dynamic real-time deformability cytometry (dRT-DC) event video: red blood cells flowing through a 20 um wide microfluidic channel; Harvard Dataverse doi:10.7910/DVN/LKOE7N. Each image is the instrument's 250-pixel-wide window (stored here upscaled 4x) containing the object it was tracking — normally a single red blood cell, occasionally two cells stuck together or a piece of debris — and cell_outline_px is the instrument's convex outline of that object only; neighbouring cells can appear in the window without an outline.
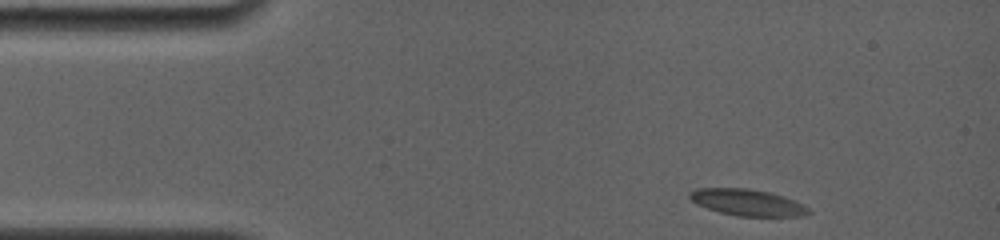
{"species": "common noctule bat (a hibernating species)", "species_latin": "Nyctalus noctula", "temperature_condition": "room temperature", "stored_images_in_passage": 73, "camera_frame_rate_fps": 4000, "um_per_image_px": 0.085, "animal": {"sex": "female", "body_mass_g": 19.0, "forearm_length_mm": 56.7}, "frame": {"image": 1, "passage_image": 1, "time_ms": 0.0, "image_size_px": [1000, 240], "cell_outline_px": [[812, 212], [808, 216], [736, 216], [720, 212], [696, 204], [688, 196], [688, 192], [696, 188], [748, 188], [768, 192], [784, 196], [804, 204]], "centroid_in_image_um": [63.55, 17.21], "position_along_channel_um": 21.4, "area_um2": 18.5}}
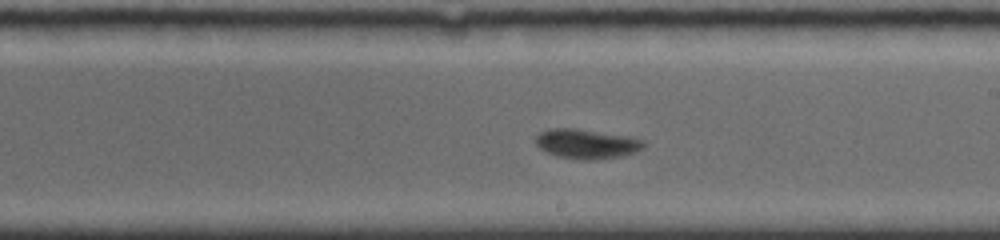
{"frame": {"image": 2, "passage_image": 44, "time_ms": 7.75, "image_size_px": [1000, 240], "cell_outline_px": [[644, 144], [636, 152], [620, 156], [592, 160], [584, 160], [556, 156], [540, 148], [536, 144], [536, 136], [540, 132], [548, 128], [576, 128], [628, 136], [644, 140]], "centroid_in_image_um": [49.83, 12.22], "position_along_channel_um": 239.2, "area_um2": 18.5}}
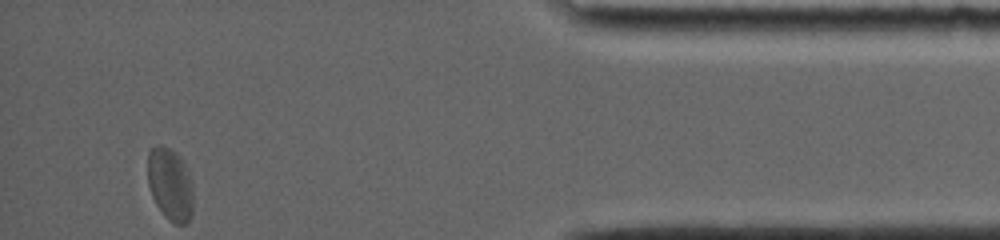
{"frame": {"image": 3, "passage_image": 73, "time_ms": 13.75, "image_size_px": [1000, 240], "cell_outline_px": [[192, 212], [188, 224], [176, 224], [168, 220], [164, 216], [156, 204], [152, 196], [148, 184], [148, 152], [156, 144], [160, 144], [176, 152], [180, 156], [188, 172], [192, 188]], "centroid_in_image_um": [14.45, 15.67], "position_along_channel_um": 420.7, "area_um2": 19.31}, "authors_computed_cell_mechanics": {"area_um2": 18.2648, "velocity_mm_per_s": 3.6757, "shape_relaxation_time_tau1_ms": 5.361, "shape_relaxation_time_tau2_ms": null, "deformation_change_tau1": 0.1518, "deformation_change_tau2": null}}